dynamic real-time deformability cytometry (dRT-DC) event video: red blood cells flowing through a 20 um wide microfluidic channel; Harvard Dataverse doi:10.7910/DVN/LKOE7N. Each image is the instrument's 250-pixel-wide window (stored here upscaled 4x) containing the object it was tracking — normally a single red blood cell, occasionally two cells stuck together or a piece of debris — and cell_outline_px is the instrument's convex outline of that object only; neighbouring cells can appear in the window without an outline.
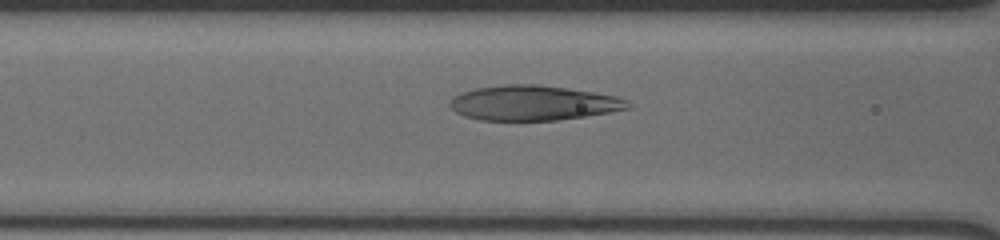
{"species": "human", "species_latin": "Homo sapiens", "temperature_condition": "cold", "stored_images_in_passage": 51, "camera_frame_rate_fps": 3000, "um_per_image_px": 0.085, "donor": {"sex": "male"}, "frame": {"image": 1, "passage_image": 19, "time_ms": 6.0, "image_size_px": [1000, 240], "cell_outline_px": [[628, 108], [608, 112], [584, 116], [556, 120], [480, 120], [464, 116], [456, 112], [448, 104], [448, 100], [464, 92], [476, 88], [504, 84], [536, 84], [592, 92], [616, 96], [628, 100]], "centroid_in_image_um": [45.27, 8.75], "position_along_channel_um": 121.3, "area_um2": 35.78}}
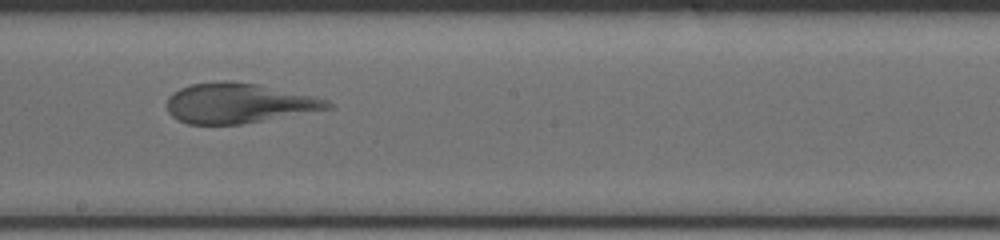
{"frame": {"image": 2, "passage_image": 28, "time_ms": 9.0, "image_size_px": [1000, 240], "cell_outline_px": [[332, 108], [240, 124], [188, 124], [172, 116], [168, 112], [168, 96], [172, 92], [180, 88], [192, 84], [260, 84], [312, 96], [328, 100], [332, 104]], "centroid_in_image_um": [20.28, 8.81], "position_along_channel_um": 227.9, "area_um2": 36.13}}
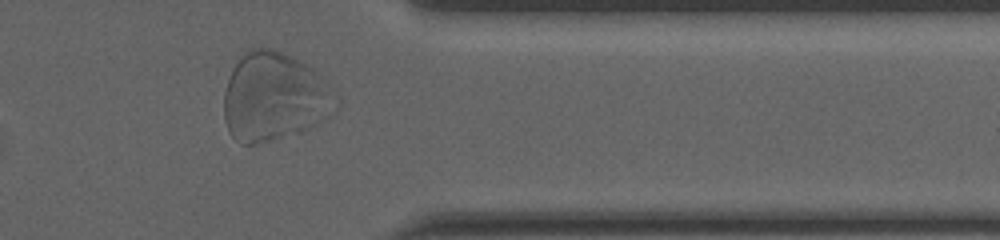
{"frame": {"image": 3, "passage_image": 42, "time_ms": 13.667, "image_size_px": [1000, 240], "cell_outline_px": [[328, 116], [296, 132], [256, 144], [240, 144], [232, 136], [228, 128], [224, 116], [224, 92], [228, 80], [236, 64], [252, 48], [272, 48], [312, 68], [324, 80]], "centroid_in_image_um": [23.12, 8.24], "position_along_channel_um": 388.3, "area_um2": 54.56}}